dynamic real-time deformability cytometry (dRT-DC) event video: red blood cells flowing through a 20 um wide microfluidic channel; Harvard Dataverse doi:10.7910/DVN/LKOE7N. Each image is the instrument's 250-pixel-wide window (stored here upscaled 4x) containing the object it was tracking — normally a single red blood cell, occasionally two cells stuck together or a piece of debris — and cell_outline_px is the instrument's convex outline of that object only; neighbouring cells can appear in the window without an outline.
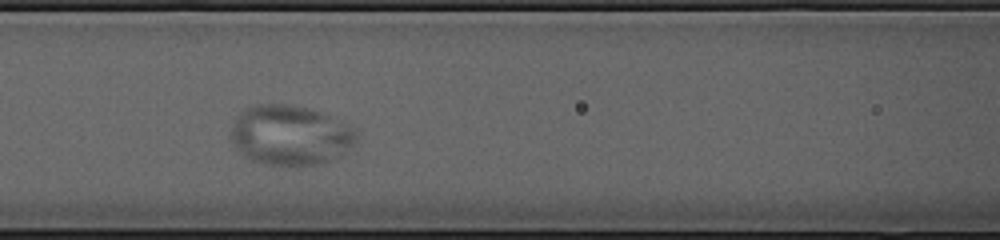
{"species": "common noctule bat (a hibernating species)", "species_latin": "Nyctalus noctula", "temperature_condition": "cold", "stored_images_in_passage": 44, "camera_frame_rate_fps": 3000, "um_per_image_px": 0.085, "animal": {"sex": "female", "body_mass_g": 23.0, "forearm_length_mm": 53.4}, "frame": {"image": 1, "passage_image": 17, "time_ms": 5.333, "image_size_px": [1000, 240], "cell_outline_px": [[360, 132], [356, 144], [344, 152], [324, 164], [268, 164], [252, 160], [244, 156], [232, 144], [228, 136], [236, 116], [244, 108], [256, 104], [288, 104], [308, 108], [324, 112], [344, 120], [356, 128]], "centroid_in_image_um": [24.71, 11.46], "position_along_channel_um": 141.9, "area_um2": 44.62}}
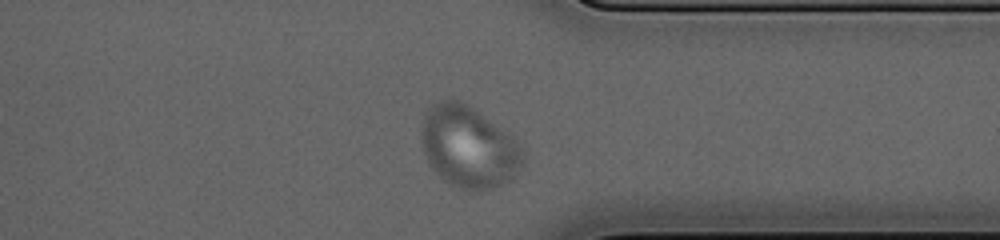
{"frame": {"image": 2, "passage_image": 36, "time_ms": 11.667, "image_size_px": [1000, 240], "cell_outline_px": [[524, 160], [512, 176], [508, 180], [492, 188], [460, 188], [444, 180], [428, 164], [424, 152], [420, 128], [424, 112], [428, 104], [440, 100], [460, 100], [504, 128], [512, 136], [520, 148]], "centroid_in_image_um": [39.76, 12.42], "position_along_channel_um": 371.6, "area_um2": 47.8}}
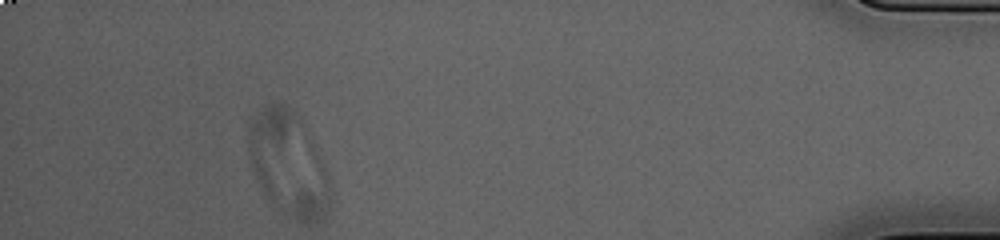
{"frame": {"image": 3, "passage_image": 44, "time_ms": 14.333, "image_size_px": [1000, 240], "cell_outline_px": [[332, 200], [328, 212], [324, 220], [320, 224], [300, 224], [268, 200], [260, 188], [256, 180], [248, 152], [248, 116], [280, 100], [296, 112], [300, 116], [328, 172], [332, 184]], "centroid_in_image_um": [24.54, 13.96], "position_along_channel_um": 410.7, "area_um2": 51.33}}